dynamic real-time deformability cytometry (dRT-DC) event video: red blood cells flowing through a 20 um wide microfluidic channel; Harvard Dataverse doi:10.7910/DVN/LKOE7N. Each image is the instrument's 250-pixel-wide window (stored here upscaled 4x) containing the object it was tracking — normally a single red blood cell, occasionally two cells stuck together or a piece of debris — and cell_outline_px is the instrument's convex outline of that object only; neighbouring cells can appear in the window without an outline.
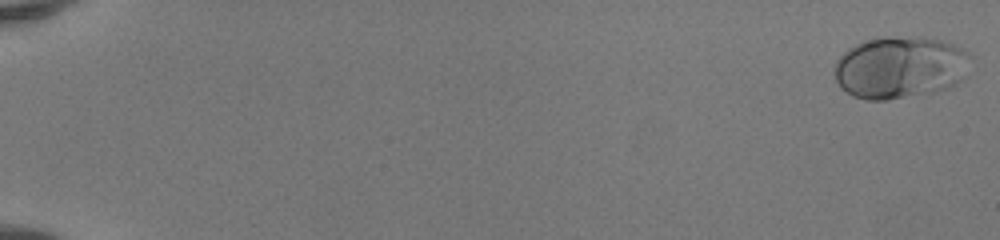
{"species": "human", "species_latin": "Homo sapiens", "temperature_condition": "room temperature", "stored_images_in_passage": 51, "camera_frame_rate_fps": 3000, "um_per_image_px": 0.085, "donor": {"sex": "female"}, "frame": {"image": 1, "passage_image": 1, "time_ms": 0.0, "image_size_px": [1000, 240], "cell_outline_px": [[976, 56], [964, 76], [956, 84], [948, 88], [936, 92], [888, 100], [868, 100], [852, 96], [840, 88], [832, 72], [836, 60], [848, 48], [856, 44], [876, 36], [888, 36], [940, 40], [952, 44]], "centroid_in_image_um": [76.5, 5.74], "position_along_channel_um": 8.5, "area_um2": 50.05}}
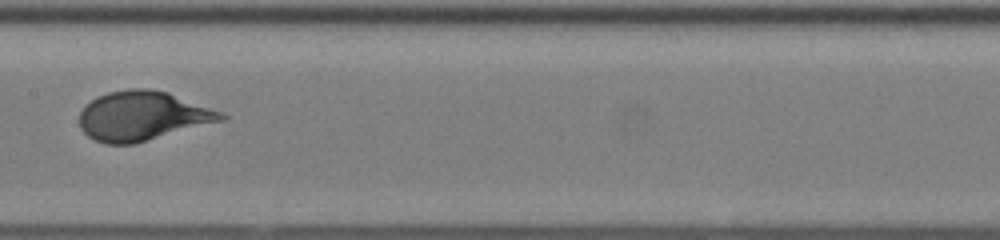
{"frame": {"image": 2, "passage_image": 29, "time_ms": 9.333, "image_size_px": [1000, 240], "cell_outline_px": [[228, 120], [136, 144], [104, 144], [92, 140], [80, 128], [80, 112], [96, 96], [108, 92], [128, 88], [148, 88], [168, 92], [224, 112], [228, 116]], "centroid_in_image_um": [12.18, 9.87], "position_along_channel_um": 195.2, "area_um2": 41.5}}
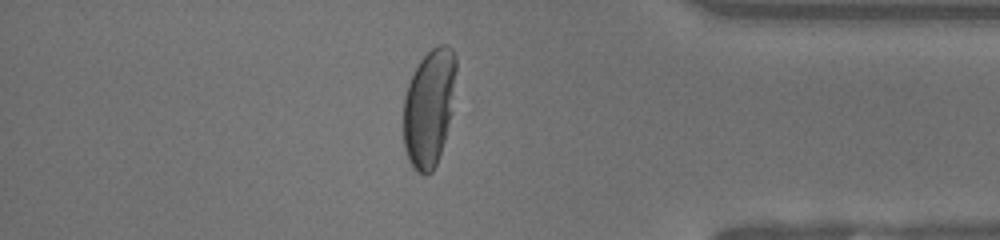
{"frame": {"image": 3, "passage_image": 45, "time_ms": 14.667, "image_size_px": [1000, 240], "cell_outline_px": [[456, 68], [452, 112], [444, 140], [436, 164], [432, 172], [424, 176], [416, 172], [408, 160], [404, 148], [404, 96], [408, 84], [420, 60], [436, 44], [444, 44], [452, 48], [456, 56]], "centroid_in_image_um": [36.47, 9.15], "position_along_channel_um": 398.7, "area_um2": 36.13}, "authors_computed_cell_mechanics": {"area_um2": 40.8068, "velocity_mm_per_s": 4.1375, "shape_relaxation_time_tau1_ms": 5.1795, "shape_relaxation_time_tau2_ms": null, "deformation_change_tau1": 0.2568, "deformation_change_tau2": null}}